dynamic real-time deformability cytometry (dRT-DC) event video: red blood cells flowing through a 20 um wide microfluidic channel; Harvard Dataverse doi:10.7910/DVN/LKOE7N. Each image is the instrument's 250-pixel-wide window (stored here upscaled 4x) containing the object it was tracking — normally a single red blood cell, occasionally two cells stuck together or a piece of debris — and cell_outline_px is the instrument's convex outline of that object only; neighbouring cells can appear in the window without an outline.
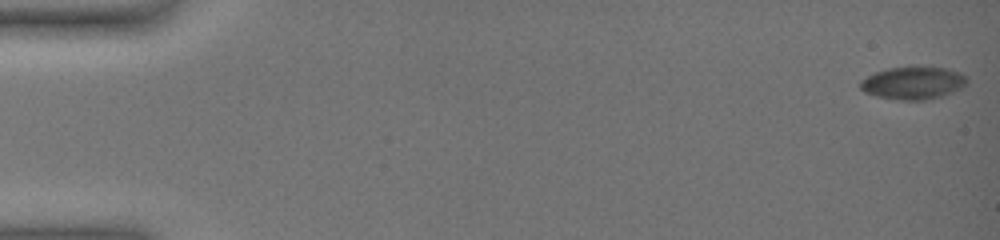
{"species": "common noctule bat (a hibernating species)", "species_latin": "Nyctalus noctula", "temperature_condition": "warm", "stored_images_in_passage": 57, "camera_frame_rate_fps": 3000, "um_per_image_px": 0.085, "animal": {"sex": "female", "body_mass_g": 19.0, "forearm_length_mm": 51.5}, "frame": {"image": 1, "passage_image": 1, "time_ms": 0.0, "image_size_px": [1000, 240], "cell_outline_px": [[968, 84], [952, 92], [940, 96], [924, 100], [900, 100], [876, 96], [864, 92], [860, 88], [860, 80], [876, 72], [888, 68], [944, 68], [960, 72], [968, 76]], "centroid_in_image_um": [77.62, 7.07], "position_along_channel_um": 7.4, "area_um2": 20.0}}
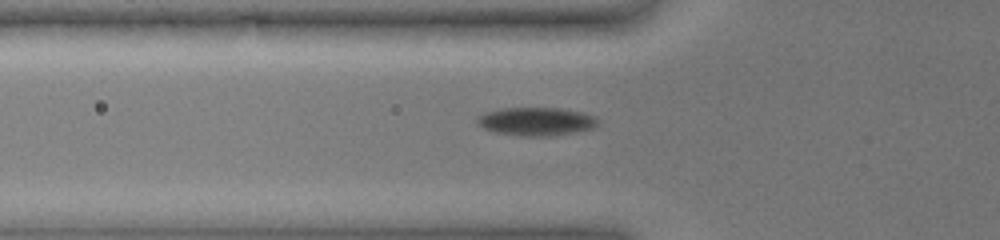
{"frame": {"image": 2, "passage_image": 22, "time_ms": 7.0, "image_size_px": [1000, 240], "cell_outline_px": [[600, 124], [596, 128], [556, 136], [516, 136], [496, 132], [484, 128], [476, 124], [476, 116], [484, 112], [500, 108], [560, 108], [584, 112], [596, 116], [600, 120]], "centroid_in_image_um": [45.62, 10.33], "position_along_channel_um": 80.2, "area_um2": 20.52}}
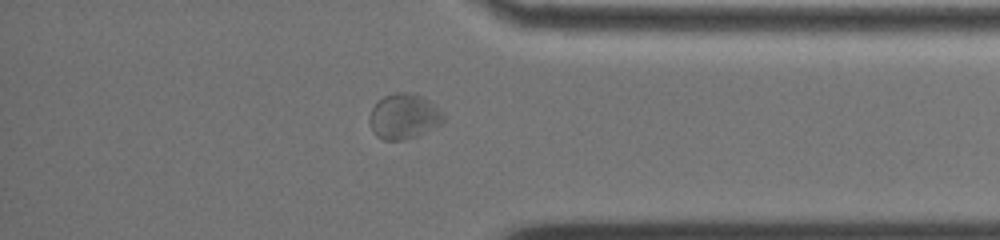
{"frame": {"image": 3, "passage_image": 50, "time_ms": 16.333, "image_size_px": [1000, 240], "cell_outline_px": [[444, 120], [440, 124], [420, 136], [404, 140], [384, 140], [376, 136], [372, 132], [368, 120], [372, 108], [384, 96], [396, 92], [412, 92], [436, 104], [440, 108], [444, 116]], "centroid_in_image_um": [34.34, 9.91], "position_along_channel_um": 400.9, "area_um2": 19.77}, "authors_computed_cell_mechanics": {"area_um2": 19.5942, "velocity_mm_per_s": 3.4541, "shape_relaxation_time_tau1_ms": 10.8024, "shape_relaxation_time_tau2_ms": 4.7788, "deformation_change_tau1": 0.1496, "deformation_change_tau2": 0.0666}}